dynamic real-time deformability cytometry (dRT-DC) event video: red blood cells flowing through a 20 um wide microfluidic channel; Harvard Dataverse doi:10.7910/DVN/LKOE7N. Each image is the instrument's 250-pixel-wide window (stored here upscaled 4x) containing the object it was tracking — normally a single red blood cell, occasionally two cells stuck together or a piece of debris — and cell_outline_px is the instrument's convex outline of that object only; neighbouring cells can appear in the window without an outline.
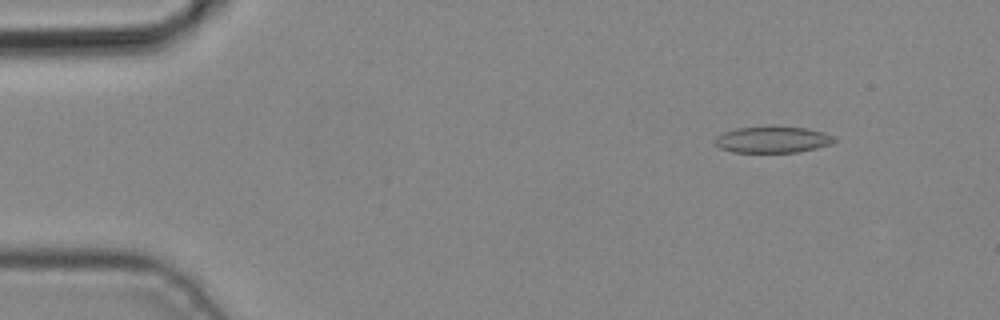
{"species": "common noctule bat (a hibernating species)", "species_latin": "Nyctalus noctula", "temperature_condition": "cold", "stored_images_in_passage": 4, "camera_frame_rate_fps": 3000, "um_per_image_px": 0.085, "animal": {"sex": "male", "body_mass_g": 19.2, "forearm_length_mm": 51.8}, "frame": {"image": 1, "passage_image": 2, "time_ms": 0.333, "image_size_px": [1000, 320], "cell_outline_px": [[836, 140], [832, 144], [800, 152], [732, 152], [720, 148], [712, 140], [716, 136], [724, 132], [736, 128], [772, 124], [808, 128], [824, 132], [832, 136]], "centroid_in_image_um": [65.66, 11.83], "position_along_channel_um": 19.3, "area_um2": 19.02}}
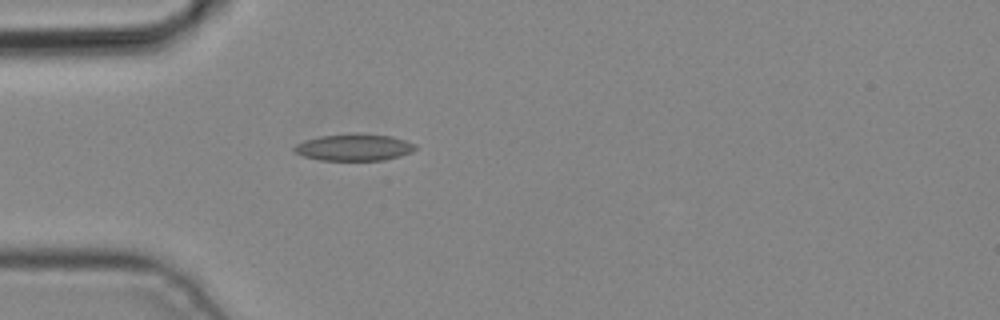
{"frame": {"image": 2, "passage_image": 4, "time_ms": 1.0, "image_size_px": [1000, 320], "cell_outline_px": [[416, 148], [412, 152], [400, 156], [384, 160], [320, 160], [304, 156], [296, 152], [292, 148], [296, 144], [304, 140], [320, 136], [356, 132], [392, 136], [416, 144]], "centroid_in_image_um": [30.11, 12.51], "position_along_channel_um": 54.9, "area_um2": 19.07}}